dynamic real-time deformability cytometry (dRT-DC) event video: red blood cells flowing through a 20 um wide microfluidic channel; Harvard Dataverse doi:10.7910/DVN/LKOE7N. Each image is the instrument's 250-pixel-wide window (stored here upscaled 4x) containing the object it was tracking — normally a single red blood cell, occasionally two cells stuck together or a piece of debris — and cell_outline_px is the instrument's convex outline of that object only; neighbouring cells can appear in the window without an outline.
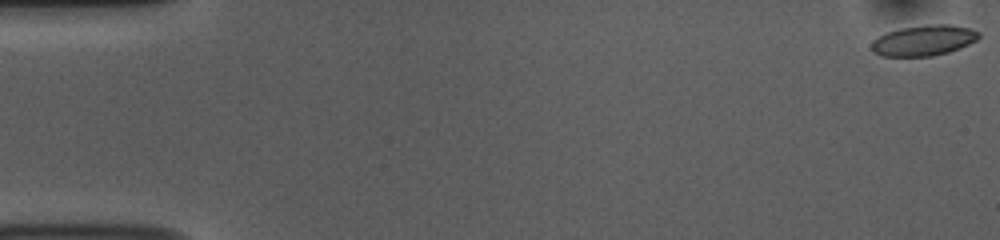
{"species": "common noctule bat (a hibernating species)", "species_latin": "Nyctalus noctula", "temperature_condition": "room temperature", "stored_images_in_passage": 54, "camera_frame_rate_fps": 3000, "um_per_image_px": 0.085, "animal": {"sex": "female", "body_mass_g": 10.0, "forearm_length_mm": 53.1}, "frame": {"image": 1, "passage_image": 1, "time_ms": 0.0, "image_size_px": [1000, 240], "cell_outline_px": [[980, 36], [976, 40], [960, 48], [948, 52], [932, 56], [880, 56], [872, 52], [872, 40], [888, 32], [900, 28], [928, 24], [948, 24], [968, 28], [980, 32]], "centroid_in_image_um": [78.5, 3.44], "position_along_channel_um": 6.5, "area_um2": 19.07}}
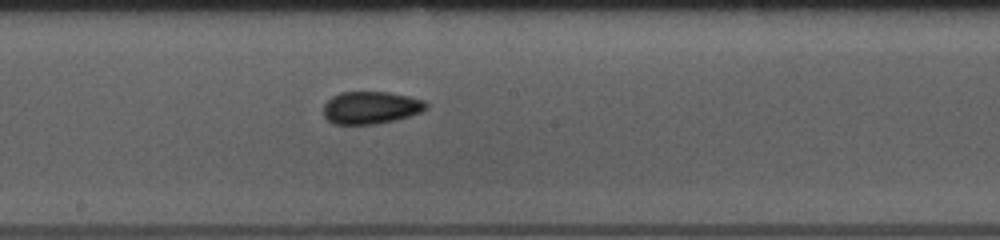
{"frame": {"image": 2, "passage_image": 29, "time_ms": 9.333, "image_size_px": [1000, 240], "cell_outline_px": [[428, 108], [420, 112], [396, 120], [376, 124], [332, 124], [324, 116], [324, 104], [332, 96], [340, 92], [388, 92], [408, 96], [424, 100], [428, 104]], "centroid_in_image_um": [31.52, 9.15], "position_along_channel_um": 216.7, "area_um2": 19.48}}
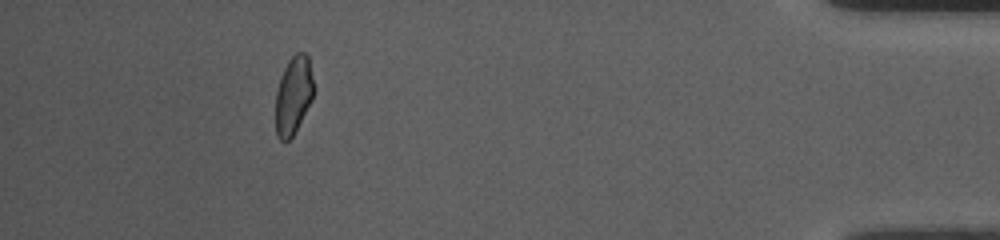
{"frame": {"image": 3, "passage_image": 49, "time_ms": 16.0, "image_size_px": [1000, 240], "cell_outline_px": [[316, 88], [312, 100], [292, 136], [284, 144], [276, 136], [276, 88], [284, 68], [288, 60], [296, 52], [304, 52], [308, 56]], "centroid_in_image_um": [24.95, 8.08], "position_along_channel_um": 410.2, "area_um2": 17.63}, "authors_computed_cell_mechanics": {"area_um2": 18.9006, "velocity_mm_per_s": 3.7508, "shape_relaxation_time_tau1_ms": null, "shape_relaxation_time_tau2_ms": 2.6032, "deformation_change_tau1": null, "deformation_change_tau2": 0.0734}}